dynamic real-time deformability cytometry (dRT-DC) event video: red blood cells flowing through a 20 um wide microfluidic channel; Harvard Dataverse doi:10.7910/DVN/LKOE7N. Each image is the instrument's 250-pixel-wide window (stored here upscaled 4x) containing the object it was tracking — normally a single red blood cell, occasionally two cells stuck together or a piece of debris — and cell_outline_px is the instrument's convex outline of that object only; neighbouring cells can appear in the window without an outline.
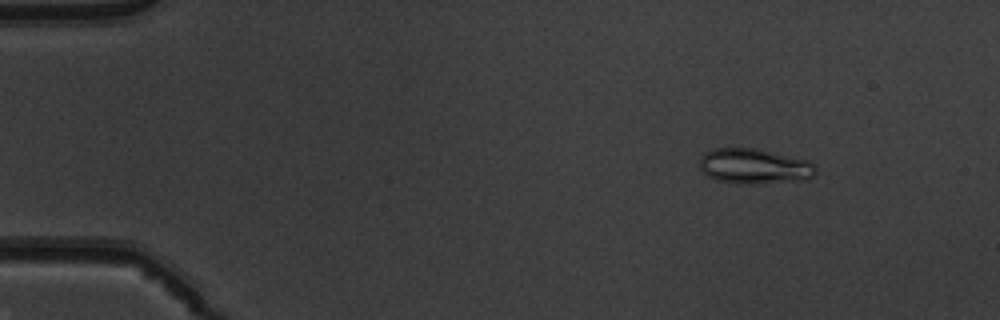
{"species": "common noctule bat (a hibernating species)", "species_latin": "Nyctalus noctula", "temperature_condition": "warm", "stored_images_in_passage": 51, "camera_frame_rate_fps": 3000, "um_per_image_px": 0.085, "animal": {"sex": "male", "body_mass_g": 19.5, "forearm_length_mm": 54.6}, "frame": {"image": 1, "passage_image": 7, "time_ms": 2.0, "image_size_px": [1000, 320], "cell_outline_px": [[816, 172], [808, 180], [756, 184], [736, 184], [716, 180], [708, 176], [700, 168], [700, 156], [704, 152], [716, 148], [756, 148], [808, 160], [816, 168]], "centroid_in_image_um": [64.11, 14.14], "position_along_channel_um": 20.9, "area_um2": 24.1}}
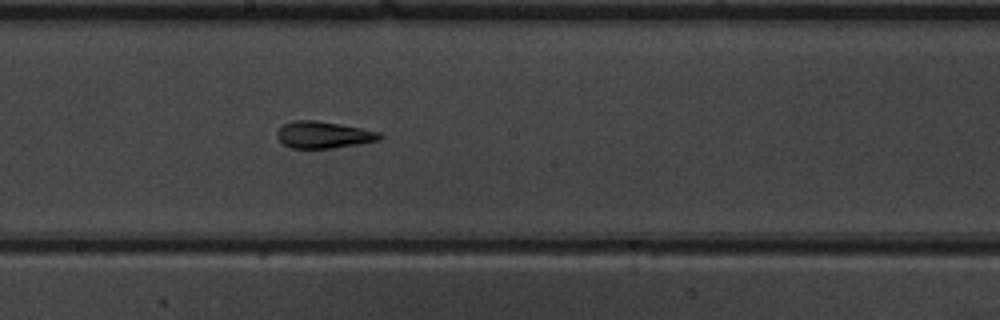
{"frame": {"image": 2, "passage_image": 29, "time_ms": 9.333, "image_size_px": [1000, 320], "cell_outline_px": [[384, 136], [380, 140], [332, 148], [292, 148], [284, 144], [276, 136], [276, 132], [284, 124], [296, 120], [316, 120], [340, 124], [380, 132]], "centroid_in_image_um": [27.5, 11.45], "position_along_channel_um": 220.7, "area_um2": 15.9}}
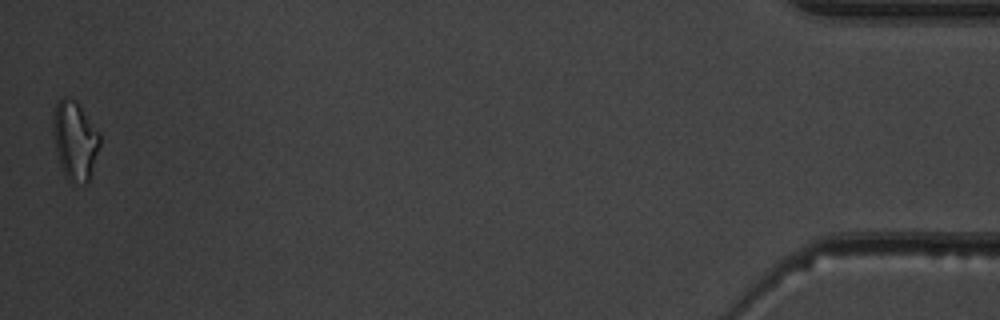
{"frame": {"image": 3, "passage_image": 51, "time_ms": 16.667, "image_size_px": [1000, 320], "cell_outline_px": [[100, 144], [88, 184], [84, 184], [68, 180], [64, 176], [60, 164], [52, 132], [52, 116], [56, 100], [64, 96], [68, 96], [76, 100], [100, 132]], "centroid_in_image_um": [6.36, 11.89], "position_along_channel_um": 428.8, "area_um2": 21.85}, "authors_computed_cell_mechanics": {"area_um2": 17.1088, "velocity_mm_per_s": 4.022, "shape_relaxation_time_tau1_ms": null, "shape_relaxation_time_tau2_ms": 1.8395, "deformation_change_tau1": null, "deformation_change_tau2": 0.1011}}